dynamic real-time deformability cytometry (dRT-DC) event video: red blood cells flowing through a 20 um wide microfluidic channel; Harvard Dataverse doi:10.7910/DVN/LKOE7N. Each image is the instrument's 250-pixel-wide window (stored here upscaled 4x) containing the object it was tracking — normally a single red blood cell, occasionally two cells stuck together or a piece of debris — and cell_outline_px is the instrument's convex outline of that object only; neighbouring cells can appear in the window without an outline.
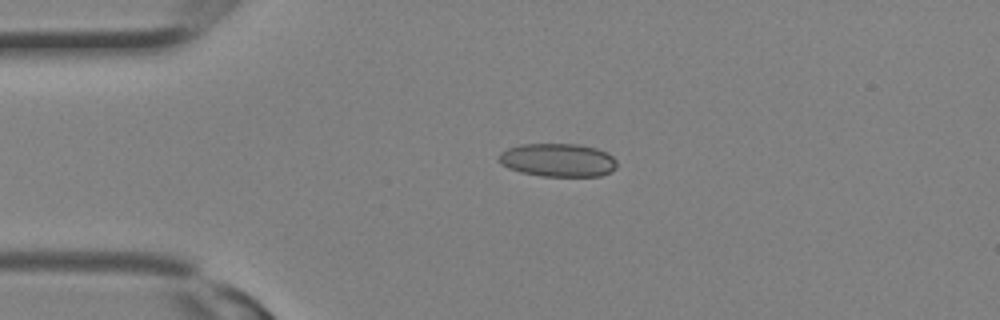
{"species": "Egyptian fruit bat (a non-hibernating species)", "species_latin": "Rousettus aegyptiacus", "temperature_condition": "room temperature", "stored_images_in_passage": 12, "camera_frame_rate_fps": 3000, "um_per_image_px": 0.085, "animal": {"sex": "female"}, "frame": {"image": 1, "passage_image": 1, "time_ms": 0.0, "image_size_px": [1000, 320], "cell_outline_px": [[616, 168], [600, 176], [540, 176], [520, 172], [508, 168], [500, 164], [496, 156], [500, 152], [508, 148], [520, 144], [580, 144], [596, 148], [608, 152], [616, 160]], "centroid_in_image_um": [47.38, 13.6], "position_along_channel_um": 37.6, "area_um2": 23.18}}
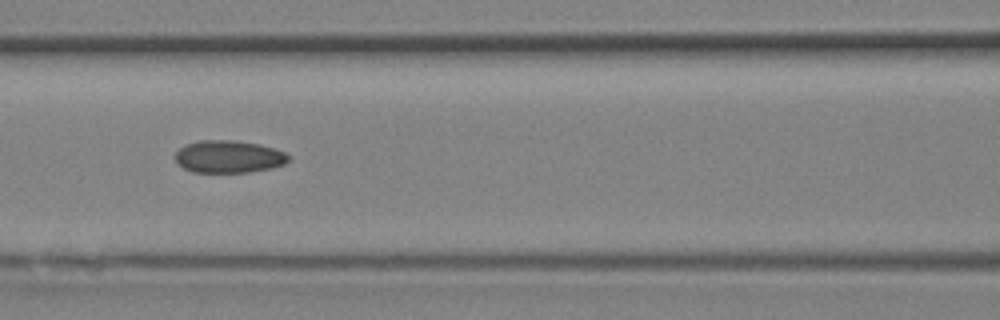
{"frame": {"image": 2, "passage_image": 7, "time_ms": 2.0, "image_size_px": [1000, 320], "cell_outline_px": [[292, 156], [284, 164], [272, 168], [248, 172], [192, 172], [184, 168], [176, 160], [176, 152], [184, 144], [200, 140], [236, 140], [260, 144], [284, 152]], "centroid_in_image_um": [19.45, 13.31], "position_along_channel_um": 147.1, "area_um2": 21.44}}
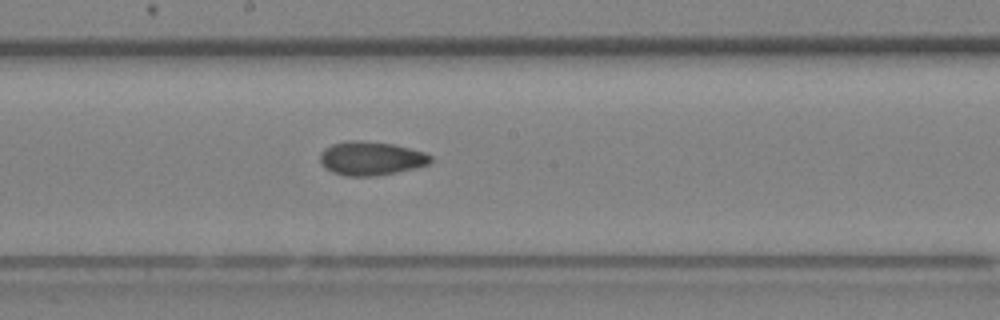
{"frame": {"image": 3, "passage_image": 10, "time_ms": 3.0, "image_size_px": [1000, 320], "cell_outline_px": [[432, 160], [428, 164], [416, 168], [376, 176], [348, 176], [332, 172], [324, 168], [320, 160], [320, 152], [324, 148], [332, 144], [348, 140], [360, 140], [392, 144], [424, 152], [432, 156]], "centroid_in_image_um": [31.51, 13.46], "position_along_channel_um": 216.7, "area_um2": 21.79}}